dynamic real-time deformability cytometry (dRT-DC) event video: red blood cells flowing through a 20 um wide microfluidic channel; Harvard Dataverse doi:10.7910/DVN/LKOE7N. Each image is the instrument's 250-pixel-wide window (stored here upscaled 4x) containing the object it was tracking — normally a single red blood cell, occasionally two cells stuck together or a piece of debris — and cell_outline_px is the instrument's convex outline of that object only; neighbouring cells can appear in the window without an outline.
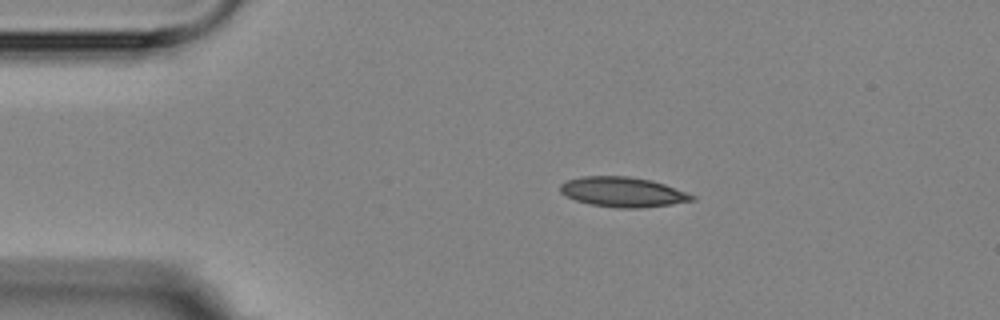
{"species": "Egyptian fruit bat (a non-hibernating species)", "species_latin": "Rousettus aegyptiacus", "temperature_condition": "room temperature", "stored_images_in_passage": 4, "camera_frame_rate_fps": 3000, "um_per_image_px": 0.085, "animal": {"sex": "female"}, "frame": {"image": 1, "passage_image": 1, "time_ms": 0.0, "image_size_px": [1000, 320], "cell_outline_px": [[696, 200], [672, 204], [640, 208], [616, 208], [592, 204], [576, 200], [560, 192], [560, 184], [568, 180], [580, 176], [628, 176], [652, 180], [664, 184], [696, 196]], "centroid_in_image_um": [52.95, 16.32], "position_along_channel_um": 32.0, "area_um2": 22.89}}
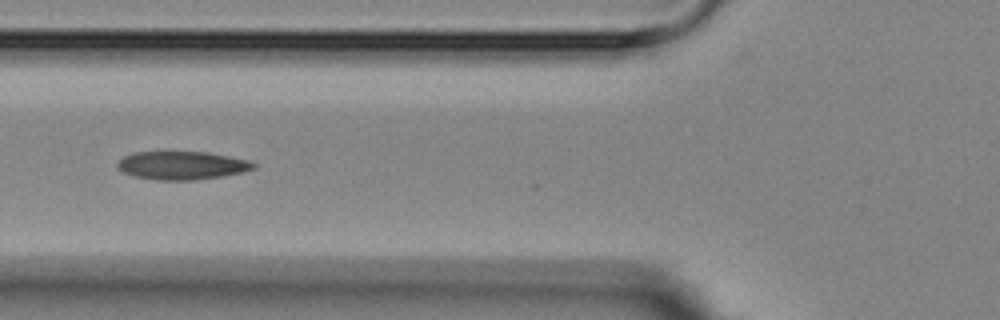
{"frame": {"image": 2, "passage_image": 3, "time_ms": 3.333, "image_size_px": [1000, 320], "cell_outline_px": [[256, 168], [244, 172], [224, 176], [196, 180], [156, 180], [136, 176], [124, 172], [116, 164], [124, 156], [132, 152], [208, 152], [252, 160], [256, 164]], "centroid_in_image_um": [15.55, 14.06], "position_along_channel_um": 110.3, "area_um2": 22.54}}
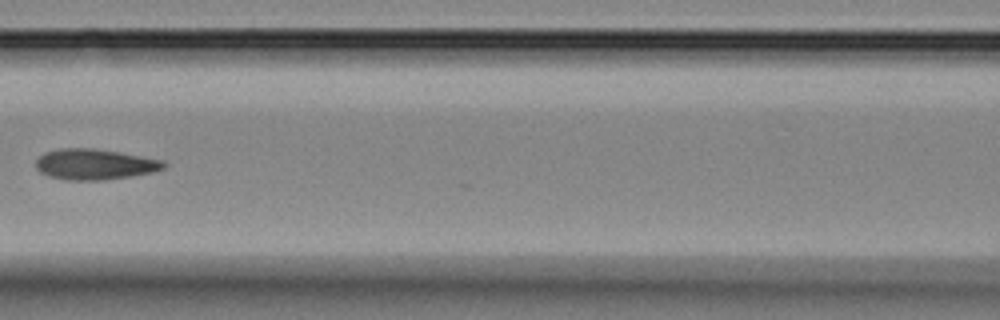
{"frame": {"image": 3, "passage_image": 4, "time_ms": 4.667, "image_size_px": [1000, 320], "cell_outline_px": [[168, 164], [164, 168], [152, 172], [104, 180], [64, 180], [48, 176], [40, 172], [36, 168], [36, 160], [44, 152], [60, 148], [92, 148], [120, 152], [164, 160]], "centroid_in_image_um": [8.04, 13.96], "position_along_channel_um": 158.6, "area_um2": 22.95}}